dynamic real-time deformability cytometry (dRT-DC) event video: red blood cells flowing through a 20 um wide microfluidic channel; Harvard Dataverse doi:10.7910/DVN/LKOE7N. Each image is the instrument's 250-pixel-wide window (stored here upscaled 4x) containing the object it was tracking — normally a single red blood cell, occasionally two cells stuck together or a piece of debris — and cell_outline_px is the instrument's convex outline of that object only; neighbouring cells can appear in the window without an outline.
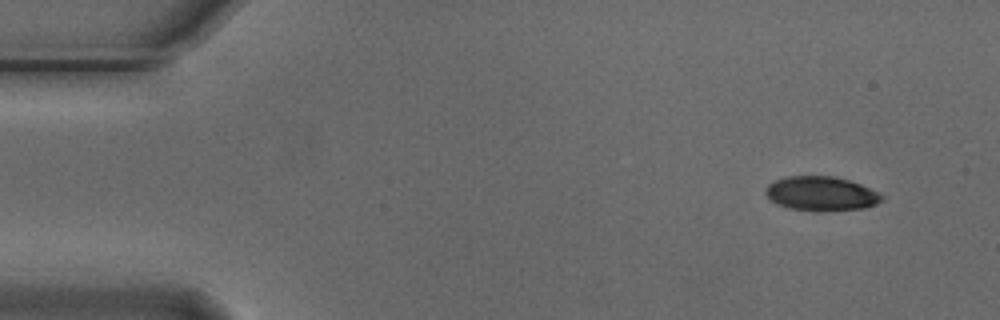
{"species": "Egyptian fruit bat (a non-hibernating species)", "species_latin": "Rousettus aegyptiacus", "temperature_condition": "cold", "stored_images_in_passage": 4, "camera_frame_rate_fps": 3000, "um_per_image_px": 0.085, "animal": {"sex": "male"}, "frame": {"image": 1, "passage_image": 1, "time_ms": 0.0, "image_size_px": [1000, 320], "cell_outline_px": [[884, 200], [876, 204], [864, 208], [816, 212], [788, 208], [772, 200], [764, 192], [764, 188], [768, 184], [784, 176], [836, 176], [860, 184], [884, 196]], "centroid_in_image_um": [69.79, 16.46], "position_along_channel_um": 15.2, "area_um2": 23.29}}
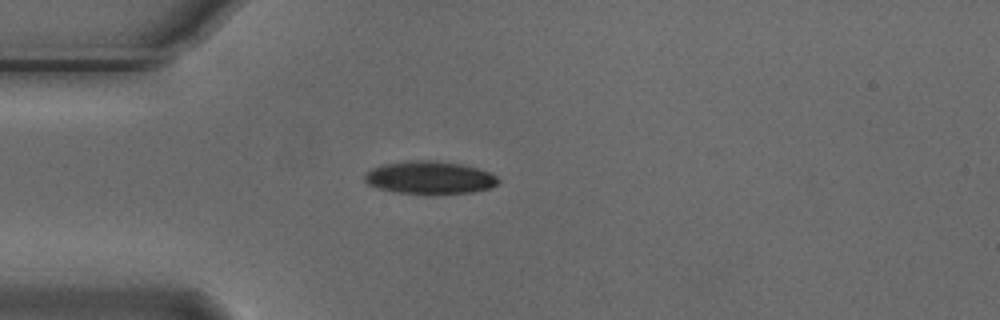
{"frame": {"image": 2, "passage_image": 3, "time_ms": 0.667, "image_size_px": [1000, 320], "cell_outline_px": [[500, 180], [496, 184], [488, 188], [472, 192], [396, 192], [380, 188], [368, 184], [364, 180], [364, 172], [380, 164], [408, 160], [436, 160], [464, 164], [488, 172], [496, 176]], "centroid_in_image_um": [36.47, 15.05], "position_along_channel_um": 48.5, "area_um2": 25.09}}